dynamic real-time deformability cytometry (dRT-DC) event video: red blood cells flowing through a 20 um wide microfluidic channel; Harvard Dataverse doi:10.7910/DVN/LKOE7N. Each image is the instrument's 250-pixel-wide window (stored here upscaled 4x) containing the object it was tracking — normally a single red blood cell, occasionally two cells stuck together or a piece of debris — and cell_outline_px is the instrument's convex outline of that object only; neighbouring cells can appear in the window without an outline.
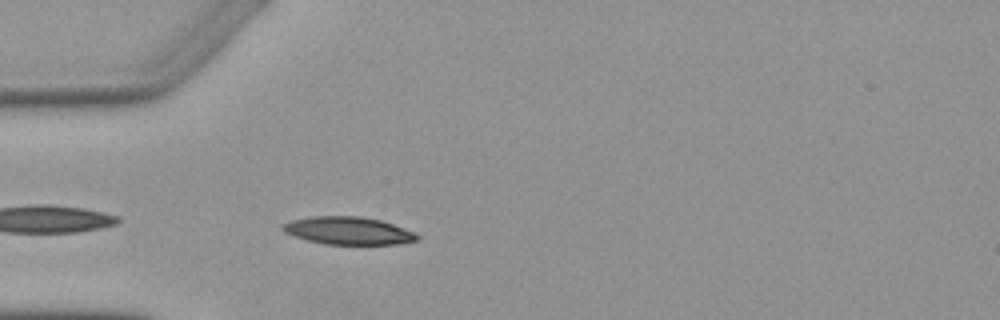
{"species": "Egyptian fruit bat (a non-hibernating species)", "species_latin": "Rousettus aegyptiacus", "temperature_condition": "warm", "stored_images_in_passage": 4, "camera_frame_rate_fps": 3000, "um_per_image_px": 0.085, "animal": {"sex": "female"}, "frame": {"image": 1, "passage_image": 4, "time_ms": 3.667, "image_size_px": [1000, 320], "cell_outline_px": [[420, 240], [396, 244], [324, 244], [308, 240], [284, 232], [280, 228], [284, 224], [292, 220], [312, 216], [360, 216], [380, 220], [416, 232], [420, 236]], "centroid_in_image_um": [29.64, 19.61], "position_along_channel_um": 55.4, "area_um2": 21.62}}